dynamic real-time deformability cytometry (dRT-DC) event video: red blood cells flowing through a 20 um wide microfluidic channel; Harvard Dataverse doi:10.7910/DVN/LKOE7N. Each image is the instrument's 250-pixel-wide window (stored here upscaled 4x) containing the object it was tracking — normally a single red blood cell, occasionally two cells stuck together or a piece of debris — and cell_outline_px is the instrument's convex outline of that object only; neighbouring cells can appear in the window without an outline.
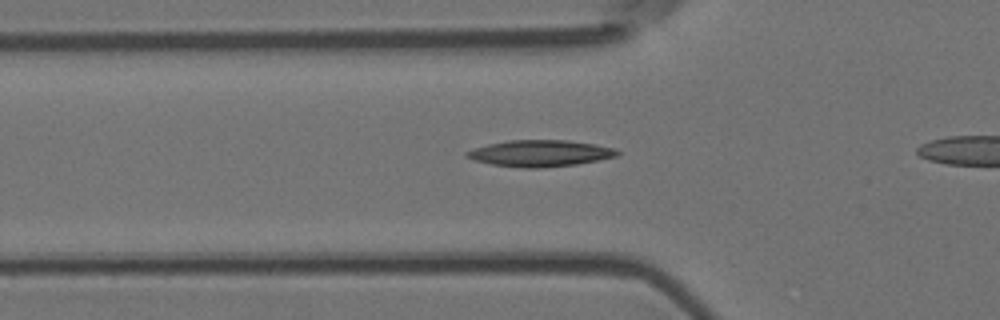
{"species": "Egyptian fruit bat (a non-hibernating species)", "species_latin": "Rousettus aegyptiacus", "temperature_condition": "room temperature", "stored_images_in_passage": 3, "segment_of_instrument_passage": [2, 2], "camera_frame_rate_fps": 3000, "um_per_image_px": 0.085, "animal": {"sex": "female"}, "frame": {"image": 1, "passage_image": 3, "time_ms": 0.667, "image_size_px": [1000, 320], "cell_outline_px": [[620, 152], [616, 156], [576, 164], [540, 168], [520, 168], [492, 164], [472, 160], [464, 156], [464, 152], [472, 148], [488, 144], [508, 140], [568, 140], [592, 144], [612, 148]], "centroid_in_image_um": [45.8, 13.03], "position_along_channel_um": 80.0, "area_um2": 23.12}}